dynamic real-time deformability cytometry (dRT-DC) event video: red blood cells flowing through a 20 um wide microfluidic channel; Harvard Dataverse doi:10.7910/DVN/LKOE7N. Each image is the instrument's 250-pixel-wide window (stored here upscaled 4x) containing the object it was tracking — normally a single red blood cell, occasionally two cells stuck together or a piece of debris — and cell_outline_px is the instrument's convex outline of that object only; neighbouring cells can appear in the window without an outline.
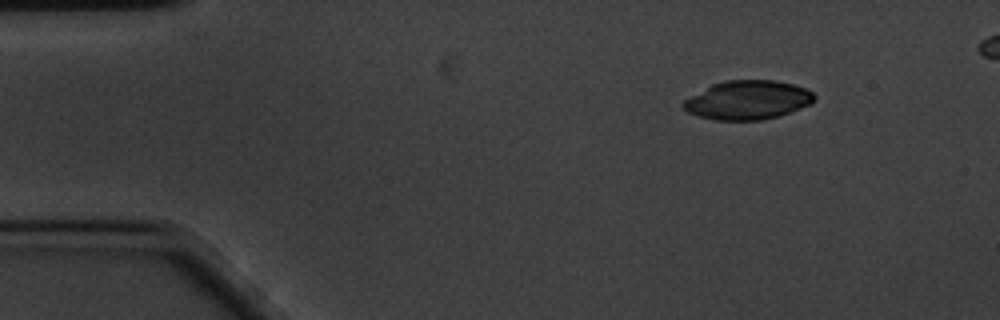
{"species": "common noctule bat (a hibernating species)", "species_latin": "Nyctalus noctula", "temperature_condition": "cold", "stored_images_in_passage": 48, "camera_frame_rate_fps": 3000, "um_per_image_px": 0.085, "animal": {"sex": "male", "body_mass_g": 20.1, "forearm_length_mm": 53.5}, "frame": {"image": 1, "passage_image": 1, "time_ms": 0.0, "image_size_px": [1000, 320], "cell_outline_px": [[816, 96], [812, 104], [792, 112], [760, 120], [716, 120], [700, 116], [688, 112], [680, 104], [684, 100], [712, 84], [724, 80], [776, 80], [792, 84], [804, 88], [812, 92]], "centroid_in_image_um": [63.57, 8.5], "position_along_channel_um": 21.4, "area_um2": 29.65}}
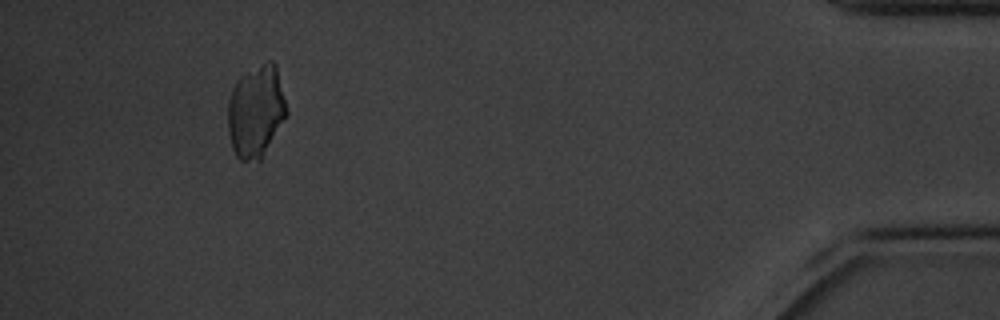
{"frame": {"image": 2, "passage_image": 47, "time_ms": 15.333, "image_size_px": [1000, 320], "cell_outline_px": [[288, 112], [260, 160], [240, 160], [236, 156], [232, 148], [228, 128], [228, 100], [232, 88], [236, 80], [240, 76], [268, 60], [272, 60], [276, 64]], "centroid_in_image_um": [21.74, 9.43], "position_along_channel_um": 413.5, "area_um2": 31.27}}